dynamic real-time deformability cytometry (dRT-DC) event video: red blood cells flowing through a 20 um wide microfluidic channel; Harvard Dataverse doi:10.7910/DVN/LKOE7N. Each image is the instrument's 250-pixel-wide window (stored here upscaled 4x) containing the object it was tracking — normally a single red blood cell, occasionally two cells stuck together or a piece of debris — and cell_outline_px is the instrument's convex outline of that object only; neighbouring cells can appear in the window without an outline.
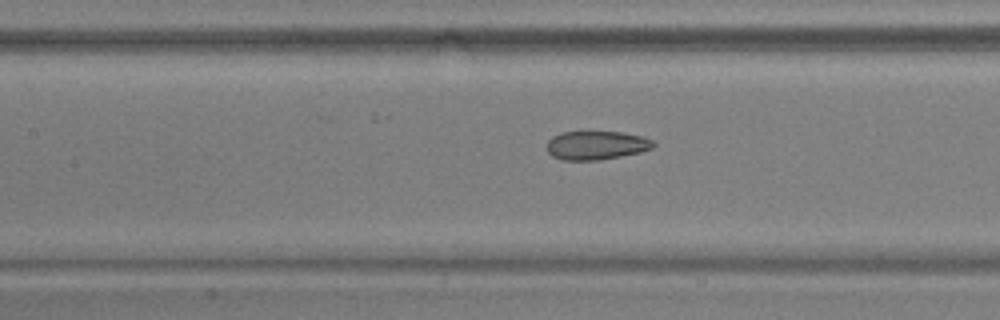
{"species": "common noctule bat (a hibernating species)", "species_latin": "Nyctalus noctula", "temperature_condition": "warm", "stored_images_in_passage": 43, "camera_frame_rate_fps": 3000, "um_per_image_px": 0.085, "animal": {"sex": "male", "body_mass_g": 17.9, "forearm_length_mm": 54.2}, "frame": {"image": 1, "passage_image": 25, "time_ms": 8.0, "image_size_px": [1000, 320], "cell_outline_px": [[656, 144], [652, 148], [640, 152], [600, 160], [564, 160], [552, 156], [548, 152], [548, 140], [552, 136], [560, 132], [620, 132], [640, 136], [652, 140]], "centroid_in_image_um": [50.67, 12.35], "position_along_channel_um": 156.7, "area_um2": 17.69}}